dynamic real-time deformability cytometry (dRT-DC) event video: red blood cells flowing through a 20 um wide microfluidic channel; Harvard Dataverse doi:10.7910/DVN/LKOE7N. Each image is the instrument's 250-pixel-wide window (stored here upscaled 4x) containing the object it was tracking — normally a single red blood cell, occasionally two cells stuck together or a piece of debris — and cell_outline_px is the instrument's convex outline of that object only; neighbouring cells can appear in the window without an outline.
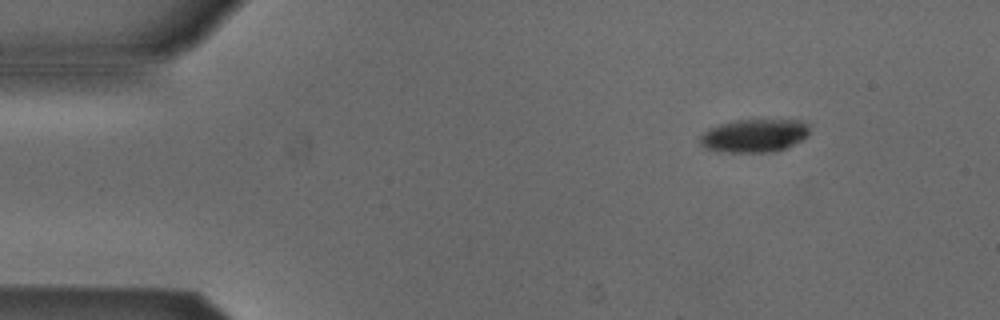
{"species": "Egyptian fruit bat (a non-hibernating species)", "species_latin": "Rousettus aegyptiacus", "temperature_condition": "cold", "stored_images_in_passage": 39, "camera_frame_rate_fps": 3000, "um_per_image_px": 0.085, "animal": {"sex": "male"}, "frame": {"image": 1, "passage_image": 1, "time_ms": 0.0, "image_size_px": [1000, 320], "cell_outline_px": [[808, 136], [804, 140], [776, 152], [716, 152], [704, 148], [700, 144], [700, 136], [708, 128], [720, 124], [736, 120], [800, 120], [808, 124]], "centroid_in_image_um": [64.1, 11.54], "position_along_channel_um": 20.9, "area_um2": 21.44}}
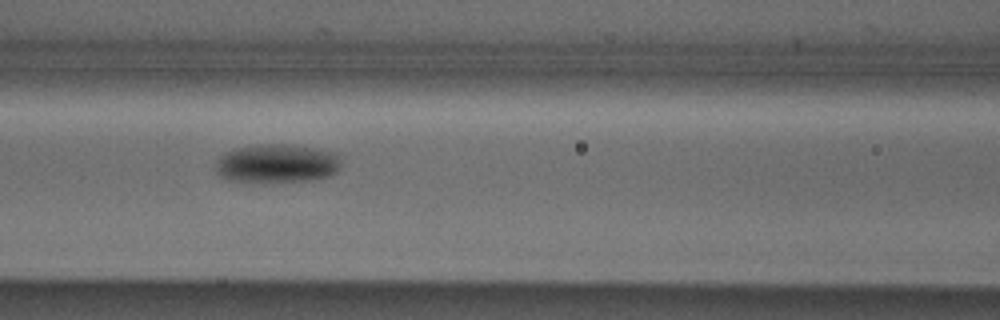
{"frame": {"image": 2, "passage_image": 17, "time_ms": 5.333, "image_size_px": [1000, 320], "cell_outline_px": [[340, 168], [336, 172], [328, 176], [312, 180], [228, 180], [216, 176], [216, 160], [224, 152], [236, 148], [260, 144], [284, 144], [316, 148], [332, 152], [340, 156]], "centroid_in_image_um": [23.52, 13.87], "position_along_channel_um": 143.1, "area_um2": 27.92}}
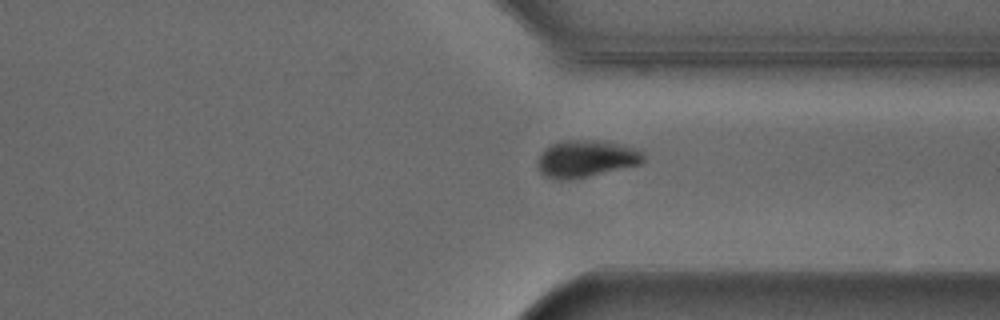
{"frame": {"image": 3, "passage_image": 34, "time_ms": 11.0, "image_size_px": [1000, 320], "cell_outline_px": [[644, 160], [640, 164], [572, 180], [552, 180], [544, 176], [536, 168], [536, 164], [544, 148], [552, 144], [564, 140], [600, 140], [636, 148], [644, 156]], "centroid_in_image_um": [49.75, 13.51], "position_along_channel_um": 361.7, "area_um2": 23.0}, "authors_computed_cell_mechanics": {"area_um2": 25.2586, "velocity_mm_per_s": 3.8566, "shape_relaxation_time_tau1_ms": 1.3382, "shape_relaxation_time_tau2_ms": null, "deformation_change_tau1": 0.08, "deformation_change_tau2": null}}